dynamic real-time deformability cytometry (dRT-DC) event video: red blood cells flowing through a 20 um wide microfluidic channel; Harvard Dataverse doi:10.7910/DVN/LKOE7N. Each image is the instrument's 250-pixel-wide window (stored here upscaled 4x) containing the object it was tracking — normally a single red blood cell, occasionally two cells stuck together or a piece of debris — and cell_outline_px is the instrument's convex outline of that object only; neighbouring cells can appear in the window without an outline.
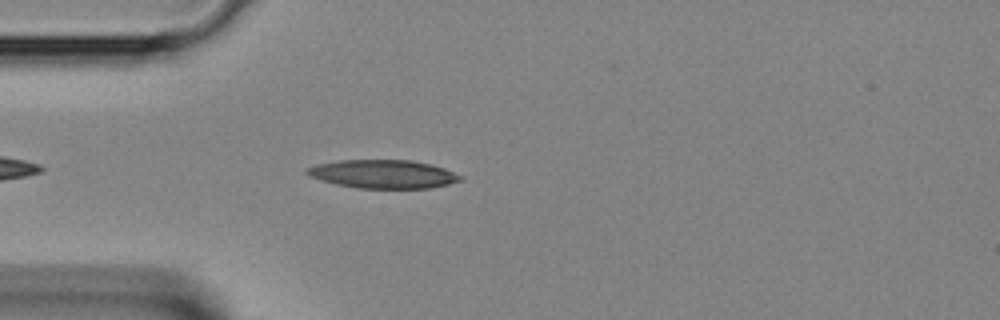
{"species": "Egyptian fruit bat (a non-hibernating species)", "species_latin": "Rousettus aegyptiacus", "temperature_condition": "room temperature", "stored_images_in_passage": 25, "camera_frame_rate_fps": 3000, "um_per_image_px": 0.085, "animal": {"sex": "female"}, "frame": {"image": 1, "passage_image": 3, "time_ms": 0.667, "image_size_px": [1000, 320], "cell_outline_px": [[464, 180], [432, 188], [356, 188], [336, 184], [308, 176], [304, 172], [304, 168], [316, 164], [340, 160], [412, 160], [432, 164], [444, 168], [464, 176]], "centroid_in_image_um": [32.57, 14.79], "position_along_channel_um": 52.4, "area_um2": 25.72}}
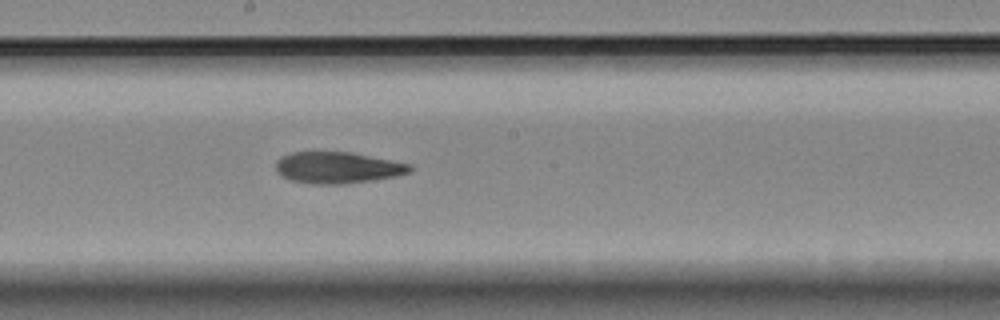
{"frame": {"image": 2, "passage_image": 13, "time_ms": 4.0, "image_size_px": [1000, 320], "cell_outline_px": [[412, 168], [408, 172], [396, 176], [372, 180], [344, 184], [312, 184], [292, 180], [276, 172], [276, 160], [280, 156], [292, 152], [352, 152], [412, 164]], "centroid_in_image_um": [28.68, 14.24], "position_along_channel_um": 219.5, "area_um2": 24.57}}
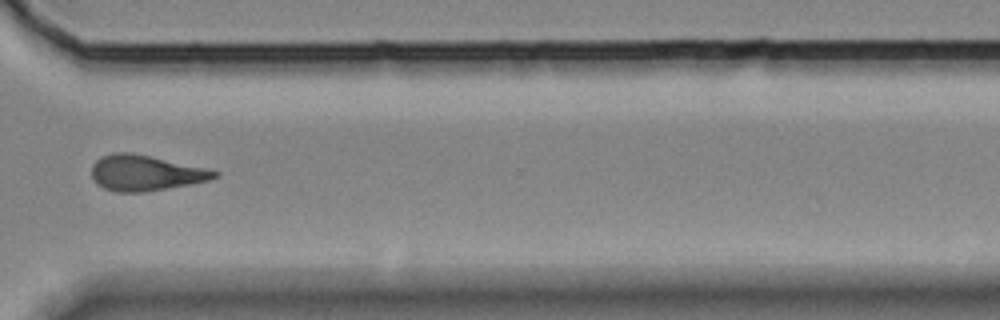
{"frame": {"image": 3, "passage_image": 21, "time_ms": 6.667, "image_size_px": [1000, 320], "cell_outline_px": [[220, 176], [208, 180], [168, 188], [144, 192], [116, 192], [104, 188], [96, 184], [92, 176], [92, 164], [100, 156], [112, 152], [132, 152], [204, 168], [220, 172]], "centroid_in_image_um": [12.31, 14.69], "position_along_channel_um": 358.3, "area_um2": 25.37}}